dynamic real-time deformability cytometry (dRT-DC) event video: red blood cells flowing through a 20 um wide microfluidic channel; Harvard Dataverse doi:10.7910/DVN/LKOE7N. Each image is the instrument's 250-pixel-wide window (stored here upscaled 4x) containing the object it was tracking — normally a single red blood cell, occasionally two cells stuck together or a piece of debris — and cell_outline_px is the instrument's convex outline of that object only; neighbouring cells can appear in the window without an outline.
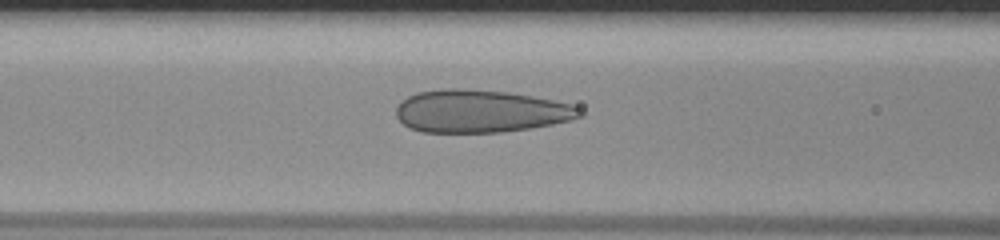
{"species": "human", "species_latin": "Homo sapiens", "temperature_condition": "room temperature", "stored_images_in_passage": 52, "camera_frame_rate_fps": 3000, "um_per_image_px": 0.085, "donor": {"sex": "male"}, "frame": {"image": 1, "passage_image": 22, "time_ms": 7.0, "image_size_px": [1000, 240], "cell_outline_px": [[584, 116], [572, 120], [552, 124], [528, 128], [500, 132], [420, 132], [408, 128], [396, 116], [396, 108], [408, 96], [416, 92], [448, 88], [460, 88], [508, 92], [532, 96], [552, 100], [568, 104], [580, 108], [584, 112]], "centroid_in_image_um": [40.84, 9.45], "position_along_channel_um": 125.8, "area_um2": 45.6}}
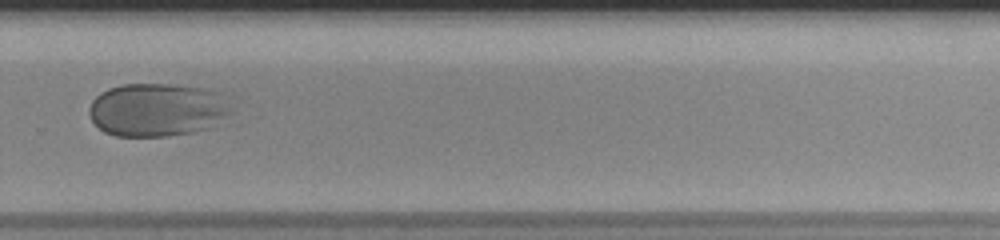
{"frame": {"image": 2, "passage_image": 37, "time_ms": 12.0, "image_size_px": [1000, 240], "cell_outline_px": [[244, 116], [236, 124], [196, 132], [168, 136], [116, 136], [104, 132], [92, 120], [88, 112], [88, 108], [92, 100], [100, 92], [108, 88], [124, 84], [176, 84], [204, 88], [220, 92]], "centroid_in_image_um": [13.67, 9.36], "position_along_channel_um": 316.1, "area_um2": 46.93}}
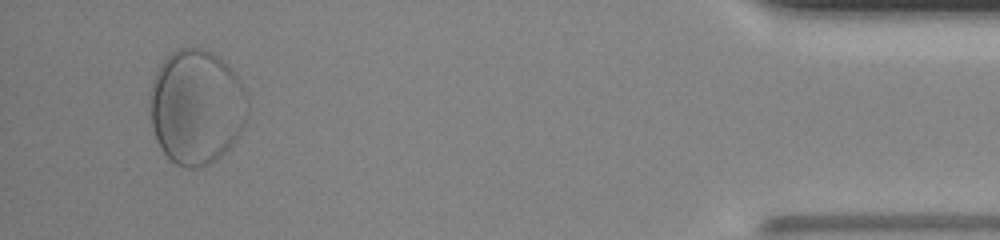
{"frame": {"image": 3, "passage_image": 50, "time_ms": 16.333, "image_size_px": [1000, 240], "cell_outline_px": [[248, 116], [236, 140], [216, 160], [208, 164], [196, 168], [184, 168], [168, 160], [160, 148], [156, 140], [152, 124], [148, 96], [152, 80], [160, 64], [172, 52], [180, 48], [196, 48], [212, 52], [228, 64], [240, 80], [248, 108]], "centroid_in_image_um": [16.67, 9.11], "position_along_channel_um": 418.5, "area_um2": 65.78}}